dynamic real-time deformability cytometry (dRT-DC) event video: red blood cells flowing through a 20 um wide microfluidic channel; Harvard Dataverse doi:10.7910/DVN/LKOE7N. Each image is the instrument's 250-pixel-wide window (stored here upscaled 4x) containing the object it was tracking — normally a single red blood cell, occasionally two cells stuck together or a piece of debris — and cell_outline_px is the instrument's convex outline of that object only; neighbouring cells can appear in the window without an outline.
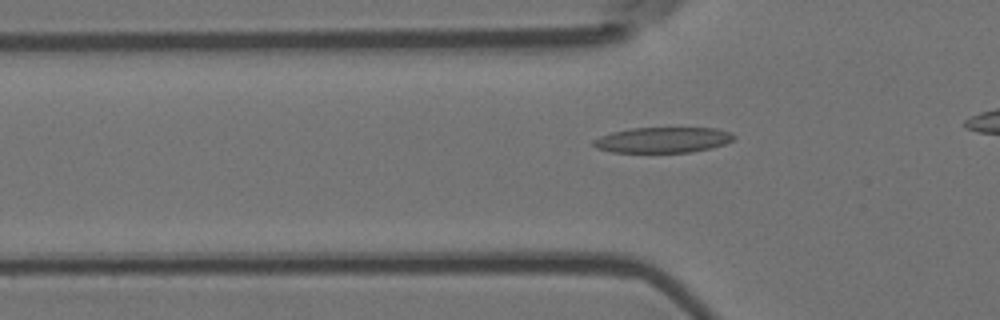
{"species": "Egyptian fruit bat (a non-hibernating species)", "species_latin": "Rousettus aegyptiacus", "temperature_condition": "room temperature", "stored_images_in_passage": 36, "camera_frame_rate_fps": 3000, "um_per_image_px": 0.085, "animal": {"sex": "female"}, "frame": {"image": 1, "passage_image": 9, "time_ms": 2.667, "image_size_px": [1000, 320], "cell_outline_px": [[736, 136], [732, 140], [724, 144], [712, 148], [692, 152], [612, 152], [596, 148], [592, 144], [592, 140], [600, 136], [612, 132], [632, 128], [716, 128], [732, 132]], "centroid_in_image_um": [56.35, 11.89], "position_along_channel_um": 69.5, "area_um2": 20.98}}
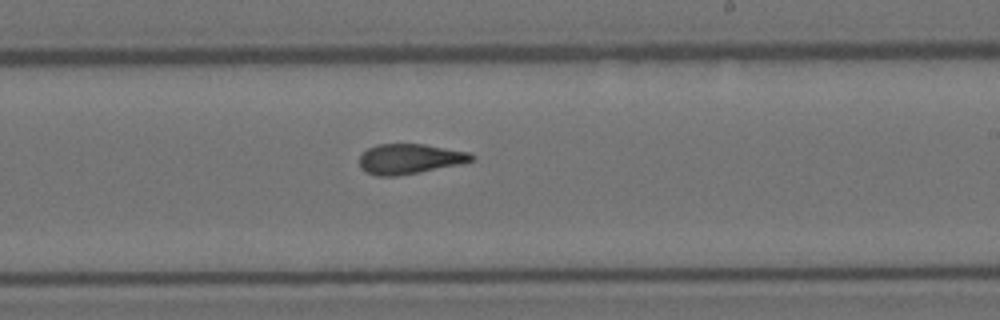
{"frame": {"image": 2, "passage_image": 24, "time_ms": 7.667, "image_size_px": [1000, 320], "cell_outline_px": [[476, 156], [472, 160], [464, 164], [396, 176], [376, 176], [360, 168], [360, 156], [368, 148], [376, 144], [424, 144], [468, 152]], "centroid_in_image_um": [34.84, 13.5], "position_along_channel_um": 254.2, "area_um2": 19.65}}
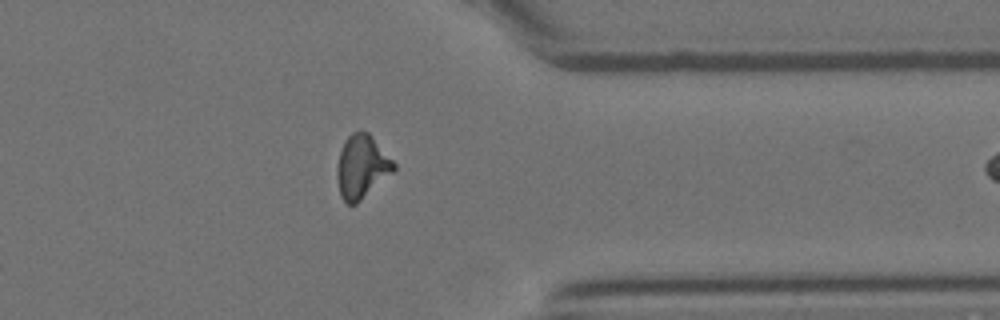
{"frame": {"image": 3, "passage_image": 35, "time_ms": 11.333, "image_size_px": [1000, 320], "cell_outline_px": [[396, 168], [392, 172], [356, 204], [348, 204], [340, 196], [336, 176], [336, 168], [340, 152], [344, 140], [352, 132], [360, 128], [368, 132], [372, 136], [396, 164]], "centroid_in_image_um": [30.72, 14.13], "position_along_channel_um": 380.7, "area_um2": 20.92}}